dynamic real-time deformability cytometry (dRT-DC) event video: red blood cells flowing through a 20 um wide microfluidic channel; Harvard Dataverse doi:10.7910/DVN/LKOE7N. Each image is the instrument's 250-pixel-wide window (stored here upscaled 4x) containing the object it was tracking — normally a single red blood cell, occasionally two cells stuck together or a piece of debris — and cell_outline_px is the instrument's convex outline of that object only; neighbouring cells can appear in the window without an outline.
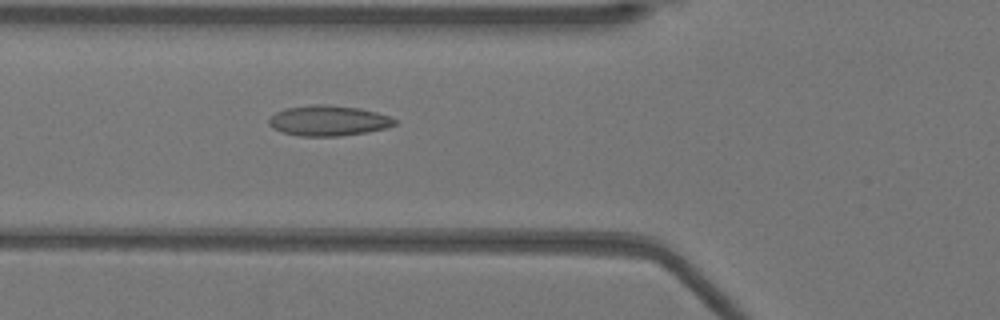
{"species": "Egyptian fruit bat (a non-hibernating species)", "species_latin": "Rousettus aegyptiacus", "temperature_condition": "warm", "stored_images_in_passage": 52, "camera_frame_rate_fps": 3000, "um_per_image_px": 0.085, "animal": {"sex": "female"}, "frame": {"image": 1, "passage_image": 19, "time_ms": 6.0, "image_size_px": [1000, 320], "cell_outline_px": [[396, 124], [388, 128], [368, 132], [340, 136], [300, 136], [284, 132], [272, 128], [268, 124], [268, 120], [276, 112], [284, 108], [316, 104], [328, 104], [360, 108], [376, 112], [388, 116], [396, 120]], "centroid_in_image_um": [27.92, 10.25], "position_along_channel_um": 97.9, "area_um2": 22.37}}
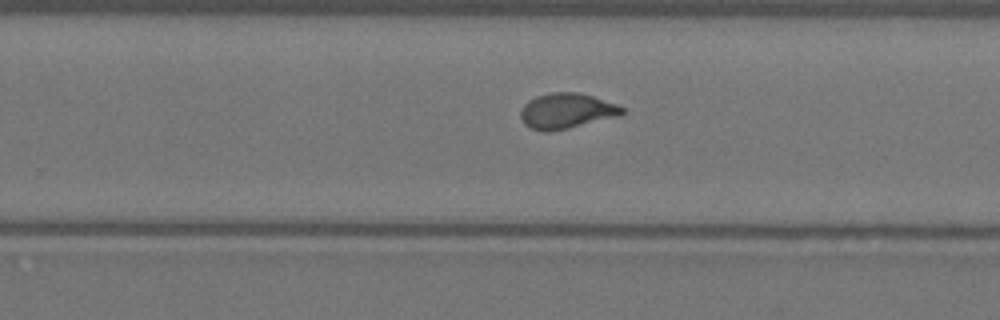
{"frame": {"image": 2, "passage_image": 33, "time_ms": 10.667, "image_size_px": [1000, 320], "cell_outline_px": [[624, 116], [552, 132], [544, 132], [532, 128], [524, 124], [520, 116], [520, 112], [524, 104], [528, 100], [536, 96], [548, 92], [580, 92], [616, 104], [624, 108]], "centroid_in_image_um": [48.18, 9.44], "position_along_channel_um": 281.6, "area_um2": 21.39}}
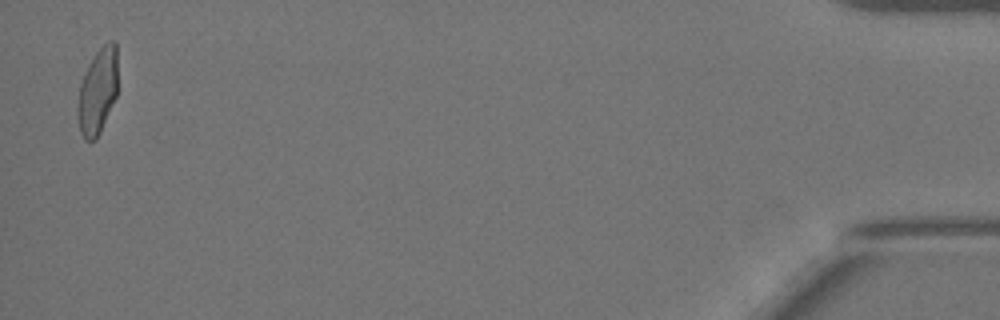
{"frame": {"image": 3, "passage_image": 51, "time_ms": 16.667, "image_size_px": [1000, 320], "cell_outline_px": [[116, 96], [100, 132], [96, 140], [84, 140], [80, 132], [76, 112], [76, 104], [80, 84], [84, 72], [88, 64], [96, 52], [108, 40], [116, 40]], "centroid_in_image_um": [8.26, 7.77], "position_along_channel_um": 426.9, "area_um2": 20.11}, "authors_computed_cell_mechanics": {"area_um2": 20.9525, "velocity_mm_per_s": 3.9384, "shape_relaxation_time_tau1_ms": 9.9648, "shape_relaxation_time_tau2_ms": 0.8594, "deformation_change_tau1": 0.27, "deformation_change_tau2": 0.0761}}